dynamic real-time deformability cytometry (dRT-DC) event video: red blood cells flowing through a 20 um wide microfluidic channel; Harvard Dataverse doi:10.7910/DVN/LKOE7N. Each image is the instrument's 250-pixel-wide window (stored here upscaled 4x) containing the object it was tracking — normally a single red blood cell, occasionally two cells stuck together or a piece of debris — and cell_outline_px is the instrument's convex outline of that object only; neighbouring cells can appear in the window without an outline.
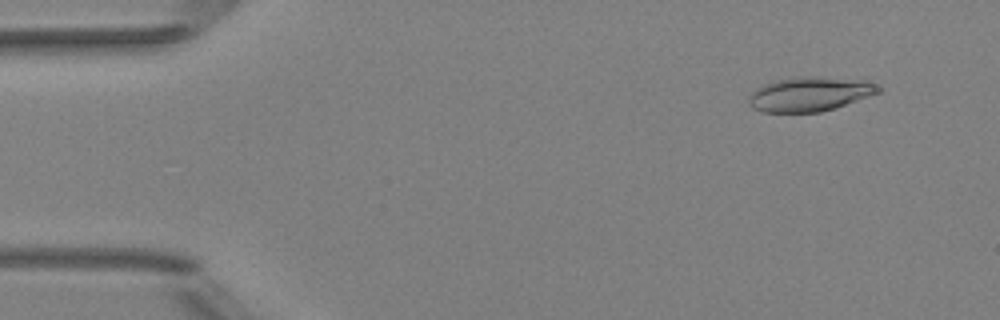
{"species": "Egyptian fruit bat (a non-hibernating species)", "species_latin": "Rousettus aegyptiacus", "temperature_condition": "room temperature", "stored_images_in_passage": 6, "camera_frame_rate_fps": 3000, "um_per_image_px": 0.085, "animal": {"sex": "female"}, "frame": {"image": 1, "passage_image": 2, "time_ms": 0.333, "image_size_px": [1000, 320], "cell_outline_px": [[880, 92], [836, 108], [820, 112], [764, 112], [752, 108], [748, 104], [748, 96], [756, 88], [764, 84], [776, 80], [808, 76], [864, 80], [880, 84]], "centroid_in_image_um": [68.83, 8.0], "position_along_channel_um": 16.2, "area_um2": 25.95}}
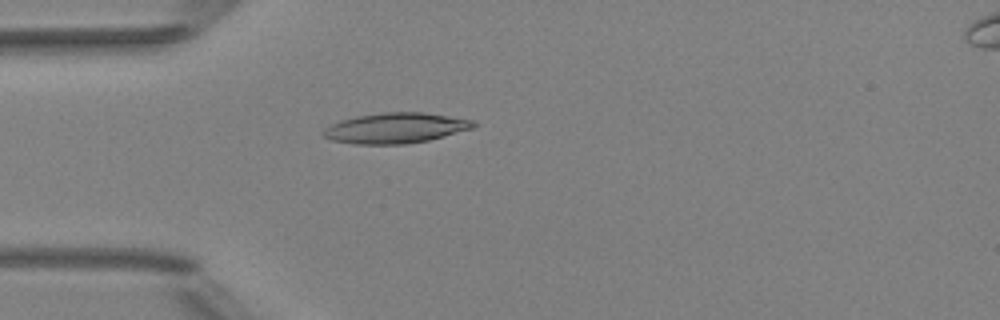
{"frame": {"image": 2, "passage_image": 5, "time_ms": 1.333, "image_size_px": [1000, 320], "cell_outline_px": [[476, 124], [472, 128], [444, 136], [428, 140], [404, 144], [352, 144], [332, 140], [324, 136], [324, 128], [340, 120], [356, 116], [384, 112], [424, 112], [476, 120]], "centroid_in_image_um": [33.63, 10.87], "position_along_channel_um": 51.4, "area_um2": 26.53}}